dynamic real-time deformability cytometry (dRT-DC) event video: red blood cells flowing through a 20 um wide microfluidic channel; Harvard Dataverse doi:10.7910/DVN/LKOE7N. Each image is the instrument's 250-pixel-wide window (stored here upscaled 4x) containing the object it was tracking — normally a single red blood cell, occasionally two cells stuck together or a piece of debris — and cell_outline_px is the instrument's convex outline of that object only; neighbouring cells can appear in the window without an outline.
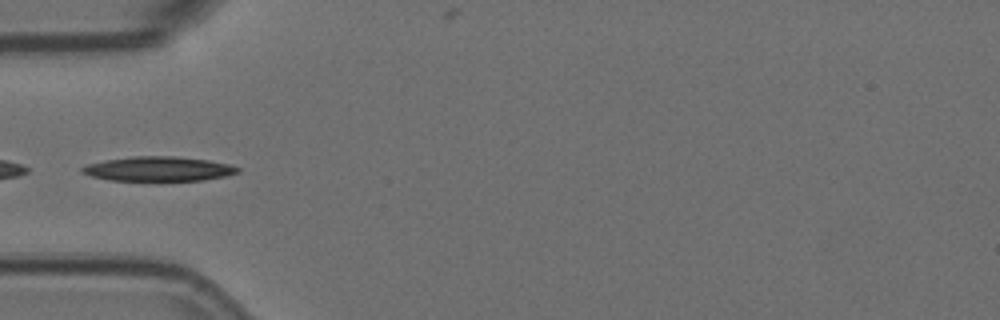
{"species": "Egyptian fruit bat (a non-hibernating species)", "species_latin": "Rousettus aegyptiacus", "temperature_condition": "room temperature", "stored_images_in_passage": 6, "camera_frame_rate_fps": 3000, "um_per_image_px": 0.085, "animal": {"sex": "female"}, "frame": {"image": 1, "passage_image": 5, "time_ms": 1.333, "image_size_px": [1000, 320], "cell_outline_px": [[240, 172], [224, 176], [204, 180], [156, 184], [108, 180], [92, 176], [80, 172], [80, 168], [88, 164], [104, 160], [132, 156], [176, 156], [208, 160], [228, 164], [240, 168]], "centroid_in_image_um": [13.44, 14.41], "position_along_channel_um": 71.6, "area_um2": 23.52}}